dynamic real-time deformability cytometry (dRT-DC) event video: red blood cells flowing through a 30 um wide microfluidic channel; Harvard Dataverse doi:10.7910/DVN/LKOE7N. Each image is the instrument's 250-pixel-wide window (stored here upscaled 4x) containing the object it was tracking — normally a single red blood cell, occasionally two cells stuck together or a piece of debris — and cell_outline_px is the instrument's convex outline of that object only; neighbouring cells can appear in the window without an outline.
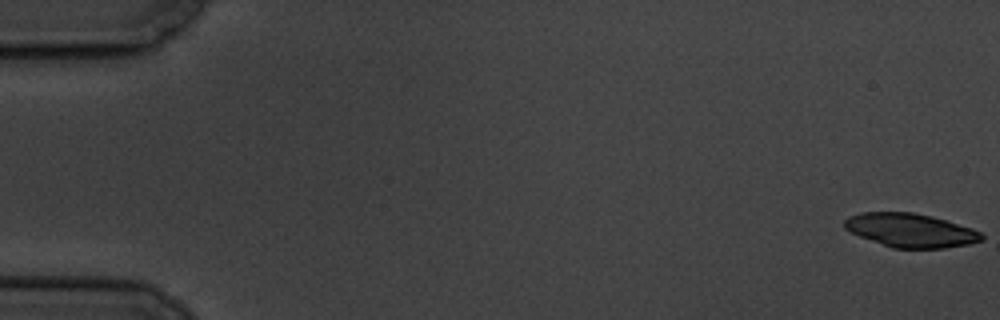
{"species": "common noctule bat (a hibernating species)", "species_latin": "Nyctalus noctula", "temperature_condition": "cold", "stored_images_in_passage": 6, "camera_frame_rate_fps": 3000, "um_per_image_px": 0.085, "animal": {"sex": "male", "body_mass_g": 19.5, "forearm_length_mm": 54.6}, "frame": {"image": 1, "passage_image": 1, "time_ms": 0.0, "image_size_px": [1000, 320], "cell_outline_px": [[984, 240], [968, 244], [944, 248], [892, 248], [860, 236], [844, 228], [844, 220], [848, 216], [860, 212], [912, 212], [932, 216], [948, 220], [972, 228], [980, 232], [984, 236]], "centroid_in_image_um": [77.41, 19.57], "position_along_channel_um": 7.6, "area_um2": 27.05}}
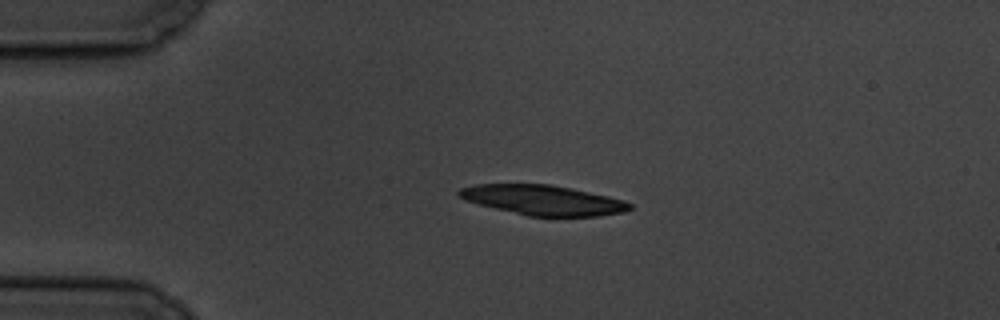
{"frame": {"image": 2, "passage_image": 5, "time_ms": 4.333, "image_size_px": [1000, 320], "cell_outline_px": [[632, 208], [624, 212], [600, 216], [528, 216], [464, 200], [456, 192], [460, 188], [476, 184], [548, 184], [572, 188], [608, 196], [624, 200], [632, 204]], "centroid_in_image_um": [46.18, 17.0], "position_along_channel_um": 38.8, "area_um2": 29.65}}